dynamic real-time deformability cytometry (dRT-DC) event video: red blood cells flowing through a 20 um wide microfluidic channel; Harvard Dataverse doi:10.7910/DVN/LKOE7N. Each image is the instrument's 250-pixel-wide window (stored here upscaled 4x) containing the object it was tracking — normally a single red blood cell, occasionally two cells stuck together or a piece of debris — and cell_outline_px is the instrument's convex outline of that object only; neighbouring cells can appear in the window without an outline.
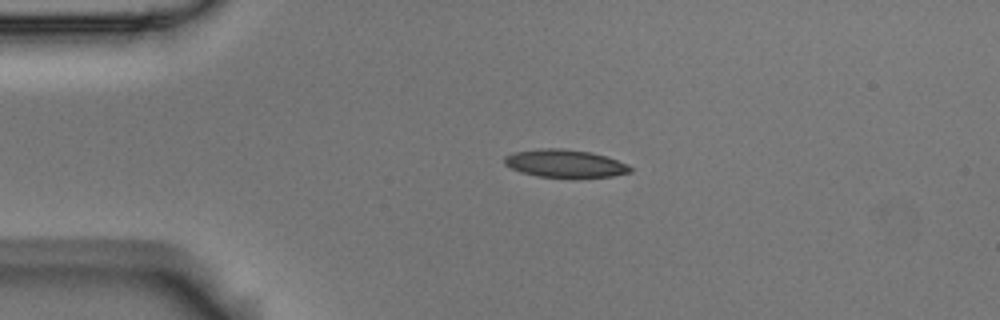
{"species": "Egyptian fruit bat (a non-hibernating species)", "species_latin": "Rousettus aegyptiacus", "temperature_condition": "room temperature", "stored_images_in_passage": 5, "camera_frame_rate_fps": 3000, "um_per_image_px": 0.085, "animal": {"sex": "male"}, "frame": {"image": 1, "passage_image": 4, "time_ms": 1.0, "image_size_px": [1000, 320], "cell_outline_px": [[632, 172], [612, 176], [572, 180], [536, 176], [520, 172], [504, 164], [504, 156], [512, 152], [540, 148], [564, 148], [592, 152], [628, 164], [632, 168]], "centroid_in_image_um": [48.02, 13.93], "position_along_channel_um": 37.0, "area_um2": 21.27}}